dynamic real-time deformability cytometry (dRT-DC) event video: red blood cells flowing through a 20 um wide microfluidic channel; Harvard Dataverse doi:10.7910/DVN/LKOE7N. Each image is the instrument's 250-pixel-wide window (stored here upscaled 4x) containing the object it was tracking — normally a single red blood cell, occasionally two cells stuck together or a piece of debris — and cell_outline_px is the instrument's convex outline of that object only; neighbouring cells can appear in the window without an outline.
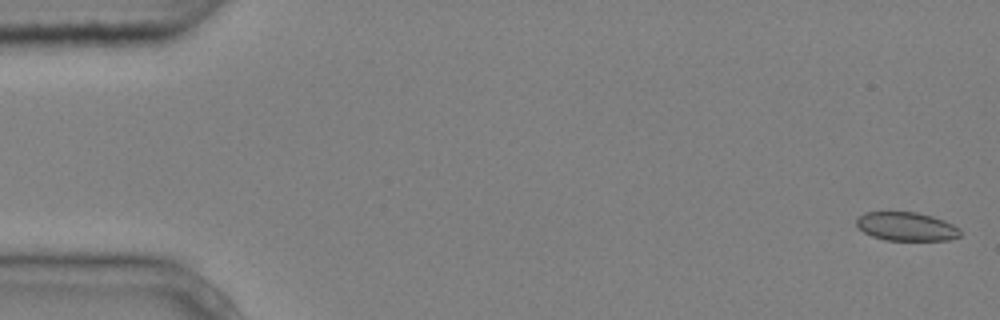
{"species": "common noctule bat (a hibernating species)", "species_latin": "Nyctalus noctula", "temperature_condition": "cold", "stored_images_in_passage": 6, "camera_frame_rate_fps": 3000, "um_per_image_px": 0.085, "animal": {"sex": "male", "body_mass_g": 20.4}, "frame": {"image": 1, "passage_image": 1, "time_ms": 0.0, "image_size_px": [1000, 320], "cell_outline_px": [[960, 236], [948, 240], [884, 240], [872, 236], [864, 232], [856, 224], [856, 220], [864, 212], [916, 212], [932, 216], [944, 220], [960, 228]], "centroid_in_image_um": [77.05, 19.25], "position_along_channel_um": 7.9, "area_um2": 17.28}}
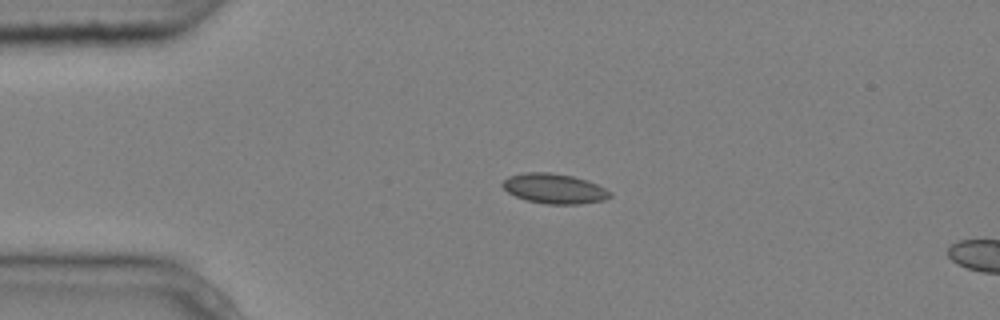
{"frame": {"image": 2, "passage_image": 4, "time_ms": 1.0, "image_size_px": [1000, 320], "cell_outline_px": [[612, 196], [604, 200], [580, 204], [544, 204], [524, 200], [508, 192], [500, 184], [508, 176], [524, 172], [548, 172], [572, 176], [596, 184], [612, 192]], "centroid_in_image_um": [47.09, 16.04], "position_along_channel_um": 37.9, "area_um2": 18.79}}